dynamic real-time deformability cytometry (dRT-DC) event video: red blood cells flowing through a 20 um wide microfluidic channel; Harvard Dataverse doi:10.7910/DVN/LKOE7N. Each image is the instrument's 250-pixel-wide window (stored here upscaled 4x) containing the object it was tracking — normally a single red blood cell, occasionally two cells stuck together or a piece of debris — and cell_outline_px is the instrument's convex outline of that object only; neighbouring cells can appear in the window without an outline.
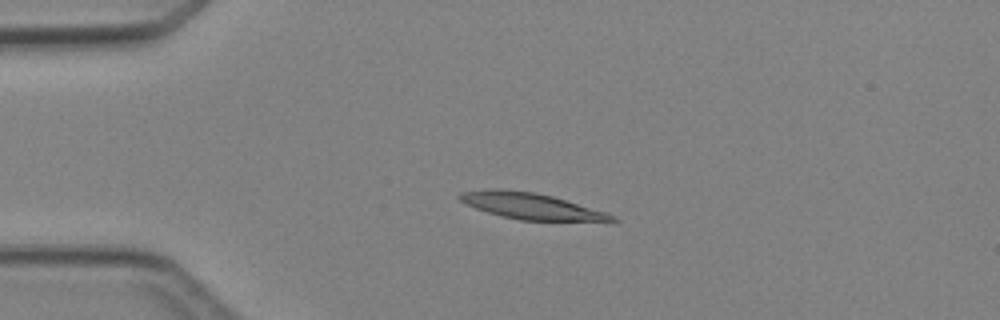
{"species": "Egyptian fruit bat (a non-hibernating species)", "species_latin": "Rousettus aegyptiacus", "temperature_condition": "cold", "stored_images_in_passage": 4, "camera_frame_rate_fps": 3000, "um_per_image_px": 0.085, "animal": {"sex": "female"}, "frame": {"image": 1, "passage_image": 3, "time_ms": 2.333, "image_size_px": [1000, 320], "cell_outline_px": [[620, 220], [608, 224], [520, 220], [500, 216], [476, 208], [460, 200], [456, 196], [460, 192], [536, 192], [552, 196], [608, 212], [616, 216]], "centroid_in_image_um": [45.52, 17.64], "position_along_channel_um": 39.5, "area_um2": 23.29}}